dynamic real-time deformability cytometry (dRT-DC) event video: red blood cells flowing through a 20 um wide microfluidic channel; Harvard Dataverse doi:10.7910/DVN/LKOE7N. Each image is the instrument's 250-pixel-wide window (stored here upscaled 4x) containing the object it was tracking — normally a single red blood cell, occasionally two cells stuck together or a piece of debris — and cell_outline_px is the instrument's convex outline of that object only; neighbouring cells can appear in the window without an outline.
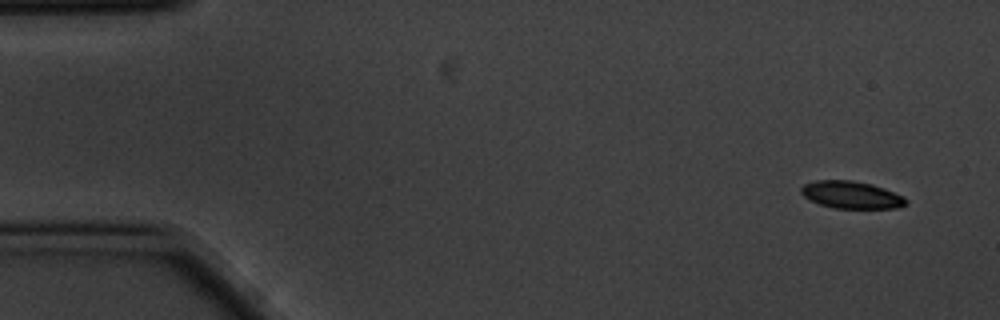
{"species": "common noctule bat (a hibernating species)", "species_latin": "Nyctalus noctula", "temperature_condition": "cold", "stored_images_in_passage": 5, "camera_frame_rate_fps": 3000, "um_per_image_px": 0.085, "animal": {"sex": "male", "body_mass_g": 20.1, "forearm_length_mm": 53.5}, "frame": {"image": 1, "passage_image": 1, "time_ms": 0.0, "image_size_px": [1000, 320], "cell_outline_px": [[908, 204], [900, 208], [832, 208], [820, 204], [804, 196], [800, 192], [800, 188], [804, 184], [816, 180], [852, 180], [872, 184], [884, 188], [904, 196], [908, 200]], "centroid_in_image_um": [72.4, 16.56], "position_along_channel_um": 12.6, "area_um2": 16.82}}